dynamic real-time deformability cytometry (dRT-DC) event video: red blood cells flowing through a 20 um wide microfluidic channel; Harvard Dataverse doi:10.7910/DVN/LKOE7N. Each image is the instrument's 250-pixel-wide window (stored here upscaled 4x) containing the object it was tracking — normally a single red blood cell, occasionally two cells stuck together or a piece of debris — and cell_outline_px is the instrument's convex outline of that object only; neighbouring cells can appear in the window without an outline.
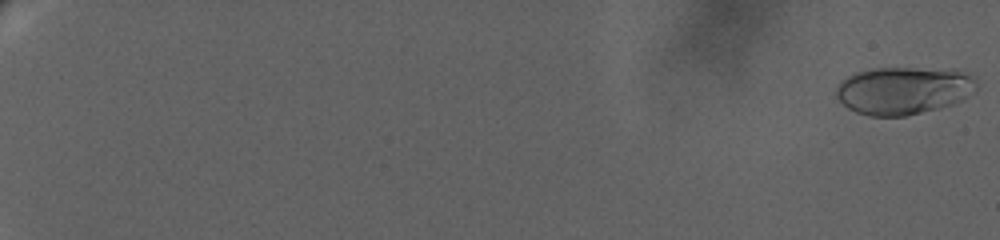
{"species": "human", "species_latin": "Homo sapiens", "temperature_condition": "warm", "stored_images_in_passage": 29, "camera_frame_rate_fps": 3000, "um_per_image_px": 0.085, "donor": {"sex": "female"}, "frame": {"image": 1, "passage_image": 1, "time_ms": 0.0, "image_size_px": [1000, 240], "cell_outline_px": [[976, 92], [964, 100], [940, 108], [904, 116], [868, 116], [856, 112], [848, 108], [836, 96], [836, 84], [840, 80], [856, 72], [872, 68], [916, 68], [968, 72], [976, 76]], "centroid_in_image_um": [76.81, 7.69], "position_along_channel_um": 8.2, "area_um2": 39.3}}